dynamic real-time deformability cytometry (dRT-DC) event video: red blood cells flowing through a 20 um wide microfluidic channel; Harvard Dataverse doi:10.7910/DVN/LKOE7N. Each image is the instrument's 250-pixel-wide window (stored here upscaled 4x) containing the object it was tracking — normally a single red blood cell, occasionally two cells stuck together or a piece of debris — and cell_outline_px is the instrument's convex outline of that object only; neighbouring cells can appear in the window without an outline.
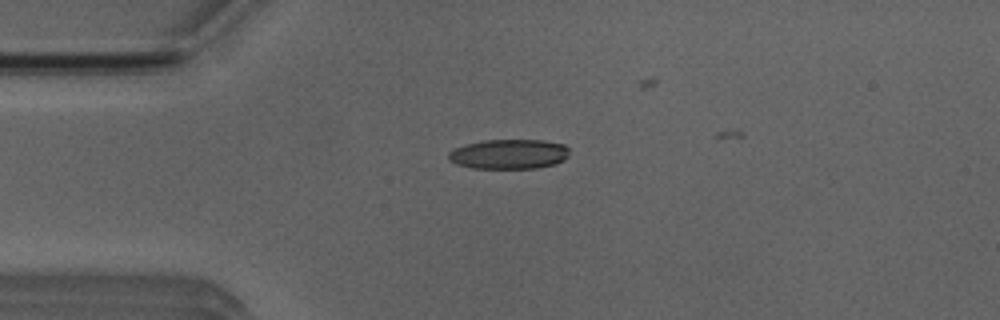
{"species": "Egyptian fruit bat (a non-hibernating species)", "species_latin": "Rousettus aegyptiacus", "temperature_condition": "room temperature", "stored_images_in_passage": 5, "camera_frame_rate_fps": 3000, "um_per_image_px": 0.085, "animal": {"sex": "male"}, "frame": {"image": 1, "passage_image": 4, "time_ms": 3.333, "image_size_px": [1000, 320], "cell_outline_px": [[568, 156], [564, 160], [556, 164], [536, 168], [472, 168], [456, 164], [448, 160], [448, 152], [452, 148], [464, 144], [484, 140], [544, 140], [564, 144], [568, 148]], "centroid_in_image_um": [43.23, 13.09], "position_along_channel_um": 41.8, "area_um2": 21.21}}
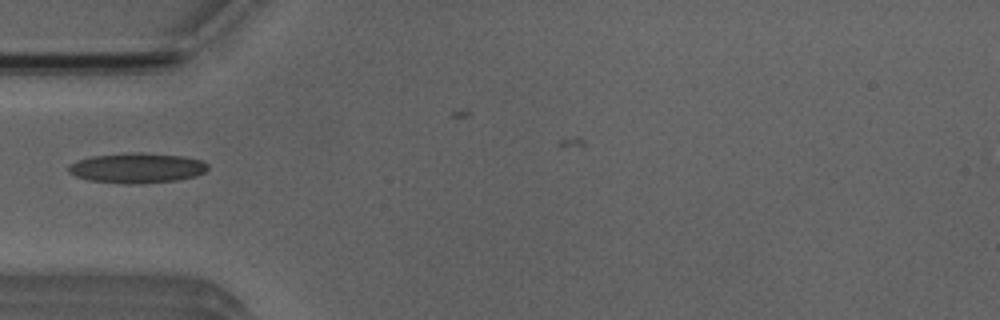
{"frame": {"image": 2, "passage_image": 5, "time_ms": 4.667, "image_size_px": [1000, 320], "cell_outline_px": [[208, 168], [204, 172], [196, 176], [176, 180], [140, 184], [120, 184], [88, 180], [76, 176], [68, 172], [68, 164], [76, 160], [92, 156], [132, 152], [140, 152], [184, 156], [204, 160], [208, 164]], "centroid_in_image_um": [11.64, 14.28], "position_along_channel_um": 73.4, "area_um2": 24.8}}